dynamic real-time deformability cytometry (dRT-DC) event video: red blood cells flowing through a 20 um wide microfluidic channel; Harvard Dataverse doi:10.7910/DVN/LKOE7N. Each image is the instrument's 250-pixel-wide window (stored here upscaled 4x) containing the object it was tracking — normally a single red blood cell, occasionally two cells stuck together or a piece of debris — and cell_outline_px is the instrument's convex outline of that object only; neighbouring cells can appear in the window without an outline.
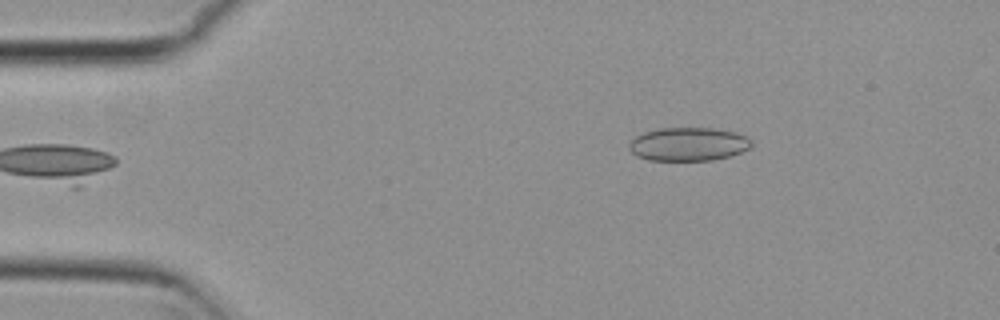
{"species": "common noctule bat (a hibernating species)", "species_latin": "Nyctalus noctula", "temperature_condition": "cold", "stored_images_in_passage": 6, "camera_frame_rate_fps": 3000, "um_per_image_px": 0.085, "animal": {"sex": "female", "body_mass_g": 29.2, "forearm_length_mm": 56.3}, "frame": {"image": 1, "passage_image": 6, "time_ms": 1.667, "image_size_px": [1000, 320], "cell_outline_px": [[752, 144], [748, 148], [740, 152], [728, 156], [712, 160], [648, 160], [636, 156], [628, 148], [628, 144], [636, 136], [644, 132], [656, 128], [712, 128], [736, 132], [752, 140]], "centroid_in_image_um": [58.47, 12.25], "position_along_channel_um": 26.5, "area_um2": 23.81}}